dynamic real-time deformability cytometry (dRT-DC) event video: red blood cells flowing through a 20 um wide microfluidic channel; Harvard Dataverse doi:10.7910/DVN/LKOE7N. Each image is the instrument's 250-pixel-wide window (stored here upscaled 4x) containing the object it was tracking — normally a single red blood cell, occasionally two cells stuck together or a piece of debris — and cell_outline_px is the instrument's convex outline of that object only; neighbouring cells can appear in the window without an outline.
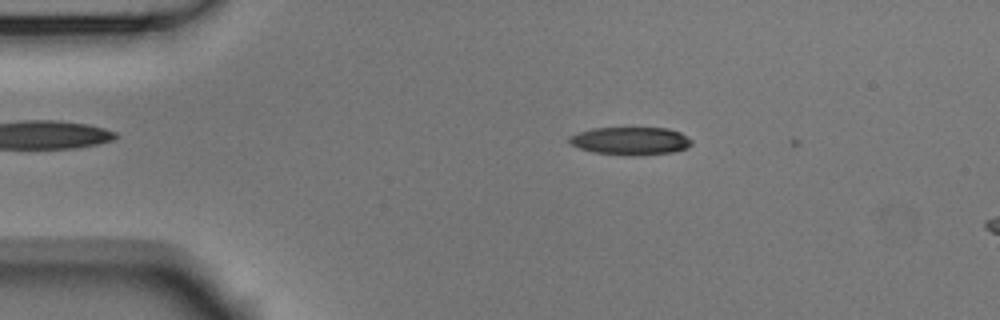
{"species": "Egyptian fruit bat (a non-hibernating species)", "species_latin": "Rousettus aegyptiacus", "temperature_condition": "room temperature", "stored_images_in_passage": 7, "camera_frame_rate_fps": 3000, "um_per_image_px": 0.085, "animal": {"sex": "male"}, "frame": {"image": 1, "passage_image": 5, "time_ms": 1.333, "image_size_px": [1000, 320], "cell_outline_px": [[692, 144], [688, 148], [672, 152], [592, 152], [580, 148], [572, 144], [568, 140], [568, 136], [592, 128], [668, 128], [680, 132], [692, 140]], "centroid_in_image_um": [53.6, 11.91], "position_along_channel_um": 31.4, "area_um2": 18.73}}